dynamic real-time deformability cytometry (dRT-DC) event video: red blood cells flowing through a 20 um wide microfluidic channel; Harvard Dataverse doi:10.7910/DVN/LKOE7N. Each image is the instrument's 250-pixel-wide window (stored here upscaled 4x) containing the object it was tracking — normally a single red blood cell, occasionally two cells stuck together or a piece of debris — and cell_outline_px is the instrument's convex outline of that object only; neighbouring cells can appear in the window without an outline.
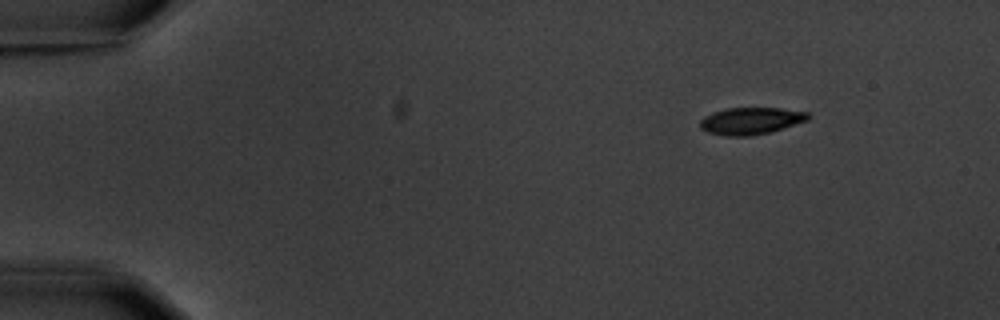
{"species": "common noctule bat (a hibernating species)", "species_latin": "Nyctalus noctula", "temperature_condition": "warm", "stored_images_in_passage": 4, "camera_frame_rate_fps": 3000, "um_per_image_px": 0.085, "animal": {"sex": "male", "body_mass_g": 20.1, "forearm_length_mm": 53.5}, "frame": {"image": 1, "passage_image": 1, "time_ms": 0.0, "image_size_px": [1000, 320], "cell_outline_px": [[812, 116], [808, 120], [784, 128], [768, 132], [748, 136], [724, 136], [708, 132], [700, 128], [700, 120], [704, 116], [712, 112], [728, 108], [780, 108], [808, 112]], "centroid_in_image_um": [63.82, 10.27], "position_along_channel_um": 21.2, "area_um2": 17.05}}
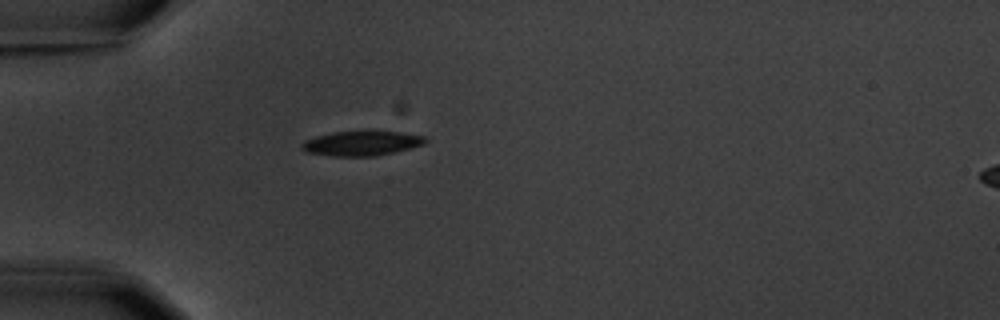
{"frame": {"image": 2, "passage_image": 4, "time_ms": 3.333, "image_size_px": [1000, 320], "cell_outline_px": [[428, 140], [424, 144], [376, 156], [332, 156], [308, 152], [300, 148], [300, 144], [304, 140], [316, 136], [332, 132], [368, 128], [400, 132], [424, 136]], "centroid_in_image_um": [30.71, 12.13], "position_along_channel_um": 54.3, "area_um2": 18.44}}